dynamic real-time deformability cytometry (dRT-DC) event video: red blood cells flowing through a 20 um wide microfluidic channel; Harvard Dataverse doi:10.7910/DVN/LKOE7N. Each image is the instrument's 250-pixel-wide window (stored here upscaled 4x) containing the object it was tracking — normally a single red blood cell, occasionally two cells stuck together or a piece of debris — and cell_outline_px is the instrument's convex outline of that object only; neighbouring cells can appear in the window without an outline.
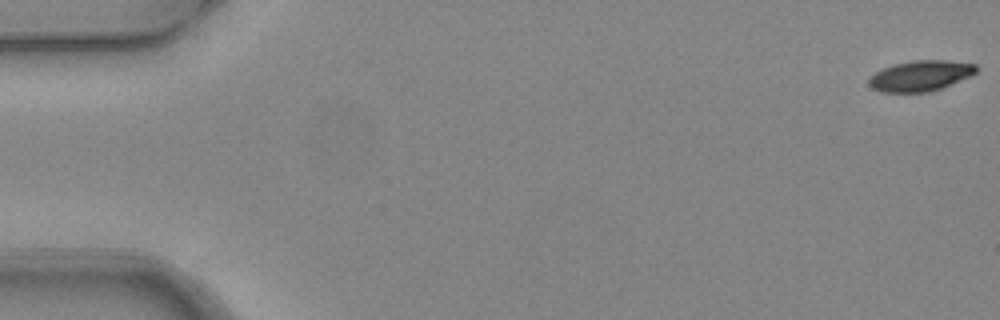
{"species": "common noctule bat (a hibernating species)", "species_latin": "Nyctalus noctula", "temperature_condition": "warm", "stored_images_in_passage": 5, "camera_frame_rate_fps": 3000, "um_per_image_px": 0.085, "animal": {"sex": "female", "body_mass_g": 24.6, "forearm_length_mm": 56.2}, "frame": {"image": 1, "passage_image": 1, "time_ms": 0.0, "image_size_px": [1000, 320], "cell_outline_px": [[976, 72], [968, 76], [940, 88], [928, 92], [880, 92], [872, 88], [868, 84], [868, 76], [884, 68], [896, 64], [912, 60], [944, 60], [976, 64]], "centroid_in_image_um": [78.17, 6.44], "position_along_channel_um": 6.8, "area_um2": 18.84}}
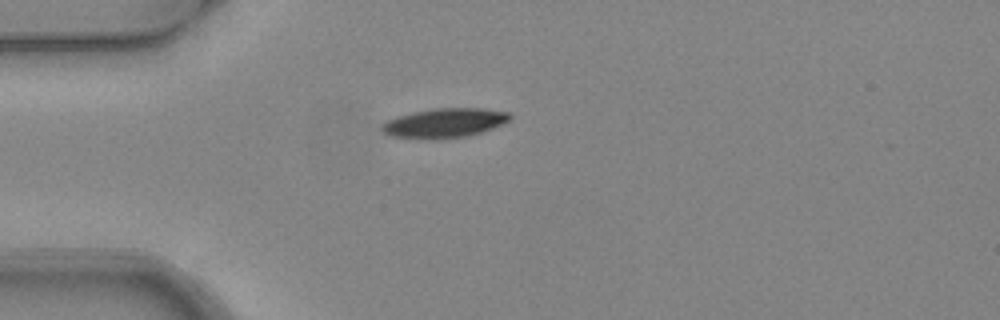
{"frame": {"image": 2, "passage_image": 4, "time_ms": 1.0, "image_size_px": [1000, 320], "cell_outline_px": [[512, 120], [504, 124], [468, 136], [440, 140], [420, 140], [392, 136], [384, 132], [380, 128], [380, 124], [396, 116], [412, 112], [436, 108], [484, 108], [508, 112], [512, 116]], "centroid_in_image_um": [37.77, 10.47], "position_along_channel_um": 47.2, "area_um2": 22.48}}